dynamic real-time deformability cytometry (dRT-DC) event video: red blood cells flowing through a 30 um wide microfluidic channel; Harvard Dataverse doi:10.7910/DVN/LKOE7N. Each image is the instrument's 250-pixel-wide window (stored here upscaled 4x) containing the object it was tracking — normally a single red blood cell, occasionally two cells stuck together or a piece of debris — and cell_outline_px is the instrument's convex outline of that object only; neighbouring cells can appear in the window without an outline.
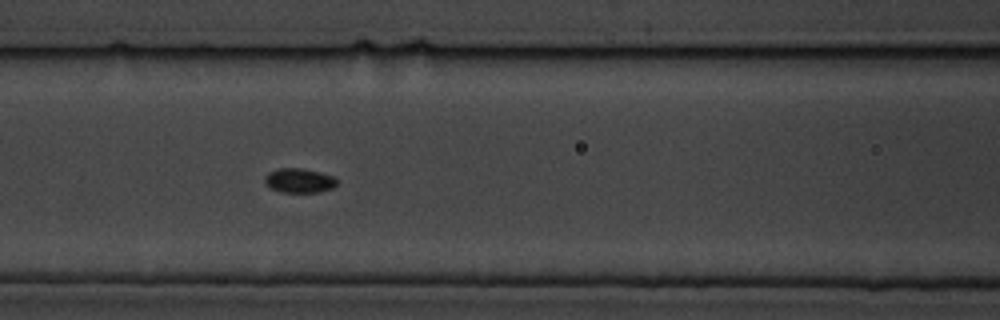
{"species": "common noctule bat (a hibernating species)", "species_latin": "Nyctalus noctula", "temperature_condition": "cold", "stored_images_in_passage": 59, "camera_frame_rate_fps": 3000, "um_per_image_px": 0.085, "animal": {"sex": "male", "body_mass_g": 19.5, "forearm_length_mm": 54.6}, "frame": {"image": 1, "passage_image": 26, "time_ms": 8.333, "image_size_px": [1000, 320], "cell_outline_px": [[336, 184], [332, 188], [320, 192], [280, 192], [268, 188], [264, 180], [264, 176], [268, 172], [280, 168], [300, 168], [320, 172], [336, 176]], "centroid_in_image_um": [25.41, 15.35], "position_along_channel_um": 141.2, "area_um2": 10.4}}
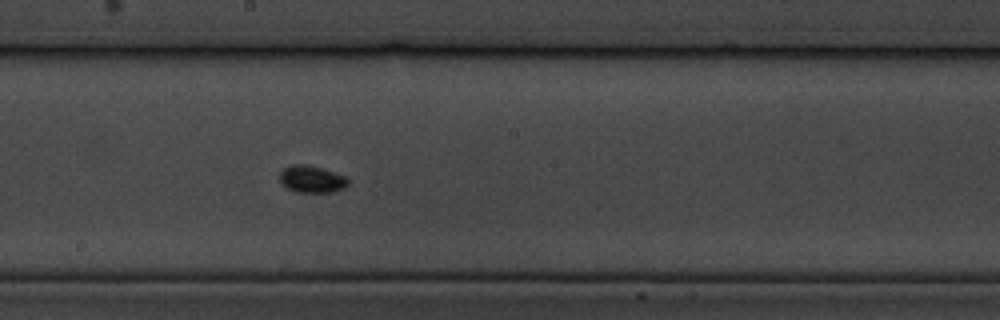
{"frame": {"image": 2, "passage_image": 33, "time_ms": 10.667, "image_size_px": [1000, 320], "cell_outline_px": [[348, 184], [344, 188], [332, 192], [292, 192], [280, 180], [280, 172], [284, 168], [292, 164], [304, 164], [320, 168], [348, 176]], "centroid_in_image_um": [26.52, 15.23], "position_along_channel_um": 221.7, "area_um2": 10.75}}